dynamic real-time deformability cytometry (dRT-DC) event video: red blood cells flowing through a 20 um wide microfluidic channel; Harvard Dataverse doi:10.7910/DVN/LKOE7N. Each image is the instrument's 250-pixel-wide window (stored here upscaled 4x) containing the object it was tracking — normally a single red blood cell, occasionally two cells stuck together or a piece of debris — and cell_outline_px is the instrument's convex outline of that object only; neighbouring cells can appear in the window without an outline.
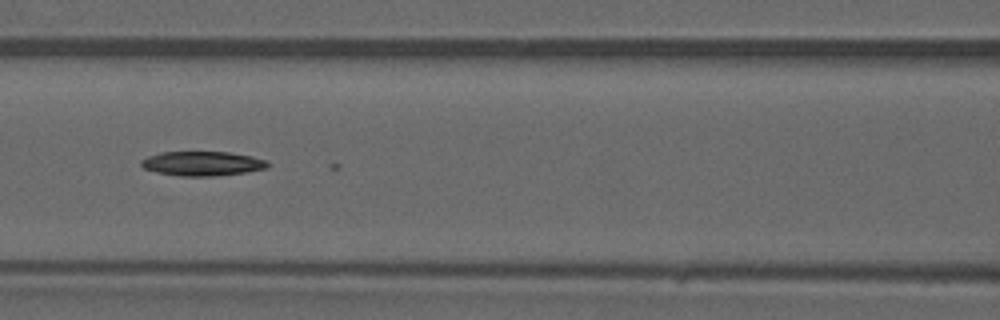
{"species": "common noctule bat (a hibernating species)", "species_latin": "Nyctalus noctula", "temperature_condition": "warm", "stored_images_in_passage": 43, "camera_frame_rate_fps": 3000, "um_per_image_px": 0.085, "animal": {"sex": "male", "forearm_length_mm": 52.5}, "frame": {"image": 1, "passage_image": 19, "time_ms": 6.0, "image_size_px": [1000, 320], "cell_outline_px": [[272, 164], [268, 168], [248, 172], [216, 176], [180, 176], [156, 172], [144, 168], [140, 164], [140, 160], [148, 156], [160, 152], [228, 152], [252, 156], [268, 160]], "centroid_in_image_um": [17.25, 13.9], "position_along_channel_um": 149.3, "area_um2": 18.26}}